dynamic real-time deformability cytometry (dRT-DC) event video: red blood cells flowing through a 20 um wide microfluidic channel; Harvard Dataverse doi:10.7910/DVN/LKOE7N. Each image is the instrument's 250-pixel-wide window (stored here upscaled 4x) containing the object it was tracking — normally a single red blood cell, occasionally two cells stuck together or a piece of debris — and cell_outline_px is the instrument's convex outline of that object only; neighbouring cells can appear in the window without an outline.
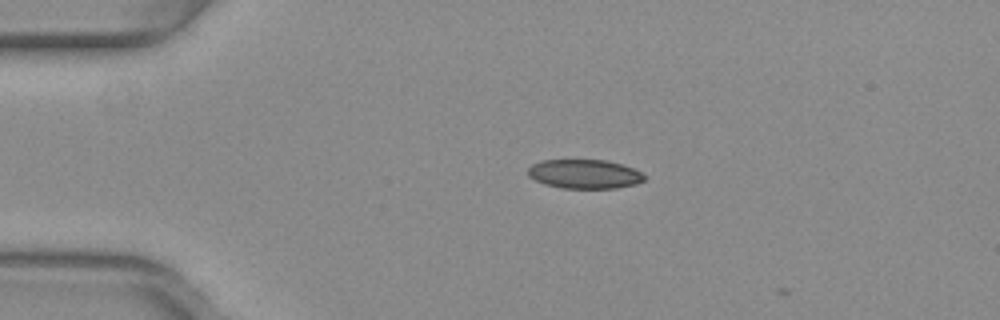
{"species": "common noctule bat (a hibernating species)", "species_latin": "Nyctalus noctula", "temperature_condition": "warm", "stored_images_in_passage": 2, "camera_frame_rate_fps": 3000, "um_per_image_px": 0.085, "animal": {"sex": "female", "body_mass_g": 29.2, "forearm_length_mm": 56.3}, "frame": {"image": 1, "passage_image": 1, "time_ms": 0.0, "image_size_px": [1000, 320], "cell_outline_px": [[644, 180], [636, 184], [616, 188], [560, 188], [544, 184], [528, 176], [528, 168], [532, 164], [540, 160], [608, 160], [632, 168], [640, 172], [644, 176]], "centroid_in_image_um": [49.65, 14.79], "position_along_channel_um": 35.4, "area_um2": 19.71}}